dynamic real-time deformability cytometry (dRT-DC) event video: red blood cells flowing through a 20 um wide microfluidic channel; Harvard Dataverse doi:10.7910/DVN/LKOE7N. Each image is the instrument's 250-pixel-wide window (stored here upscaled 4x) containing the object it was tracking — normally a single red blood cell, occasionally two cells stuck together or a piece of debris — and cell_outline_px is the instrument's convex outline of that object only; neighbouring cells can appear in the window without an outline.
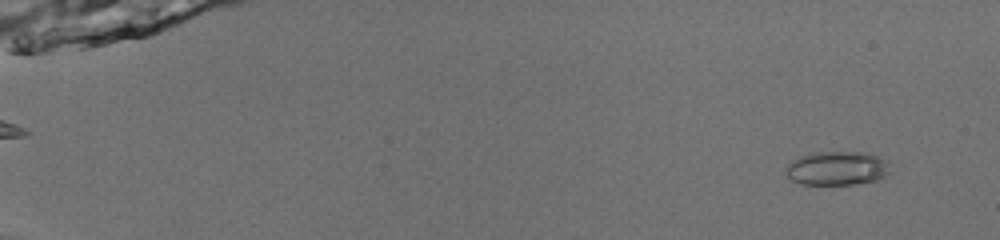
{"species": "common noctule bat (a hibernating species)", "species_latin": "Nyctalus noctula", "temperature_condition": "room temperature", "stored_images_in_passage": 52, "camera_frame_rate_fps": 3000, "um_per_image_px": 0.085, "animal": {"sex": "male", "body_mass_g": 13.0, "forearm_length_mm": 53.1}, "frame": {"image": 1, "passage_image": 4, "time_ms": 1.0, "image_size_px": [1000, 240], "cell_outline_px": [[892, 172], [876, 180], [852, 184], [800, 184], [792, 180], [788, 176], [788, 164], [792, 160], [800, 156], [812, 152], [864, 152], [876, 156], [884, 160]], "centroid_in_image_um": [71.15, 14.3], "position_along_channel_um": 13.9, "area_um2": 20.35}}
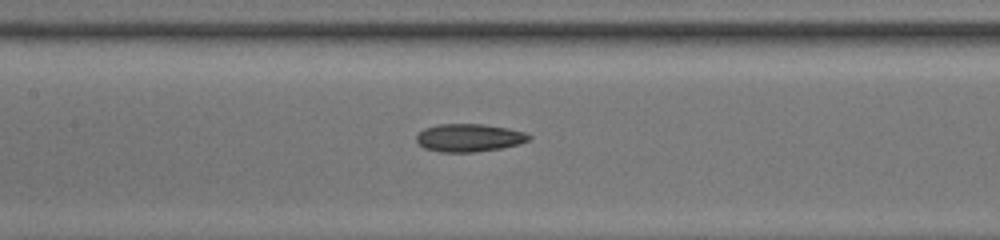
{"frame": {"image": 2, "passage_image": 27, "time_ms": 8.667, "image_size_px": [1000, 240], "cell_outline_px": [[532, 136], [528, 140], [520, 144], [500, 148], [476, 152], [440, 152], [424, 148], [416, 140], [416, 136], [424, 128], [440, 124], [480, 124], [508, 128], [524, 132]], "centroid_in_image_um": [39.87, 11.71], "position_along_channel_um": 167.5, "area_um2": 18.21}}
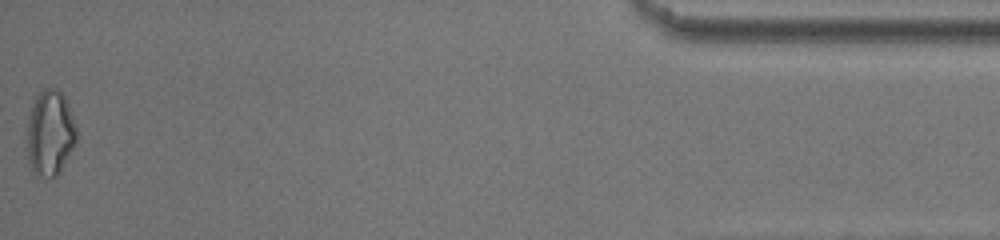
{"frame": {"image": 3, "passage_image": 52, "time_ms": 17.0, "image_size_px": [1000, 240], "cell_outline_px": [[76, 144], [60, 172], [56, 176], [36, 176], [28, 160], [28, 120], [36, 96], [44, 88], [56, 88], [64, 96], [68, 104], [76, 124]], "centroid_in_image_um": [4.28, 11.31], "position_along_channel_um": 430.9, "area_um2": 24.45}, "authors_computed_cell_mechanics": {"area_um2": 19.363, "velocity_mm_per_s": 4.0281, "shape_relaxation_time_tau1_ms": null, "shape_relaxation_time_tau2_ms": 4.3111, "deformation_change_tau1": null, "deformation_change_tau2": 0.1411}}